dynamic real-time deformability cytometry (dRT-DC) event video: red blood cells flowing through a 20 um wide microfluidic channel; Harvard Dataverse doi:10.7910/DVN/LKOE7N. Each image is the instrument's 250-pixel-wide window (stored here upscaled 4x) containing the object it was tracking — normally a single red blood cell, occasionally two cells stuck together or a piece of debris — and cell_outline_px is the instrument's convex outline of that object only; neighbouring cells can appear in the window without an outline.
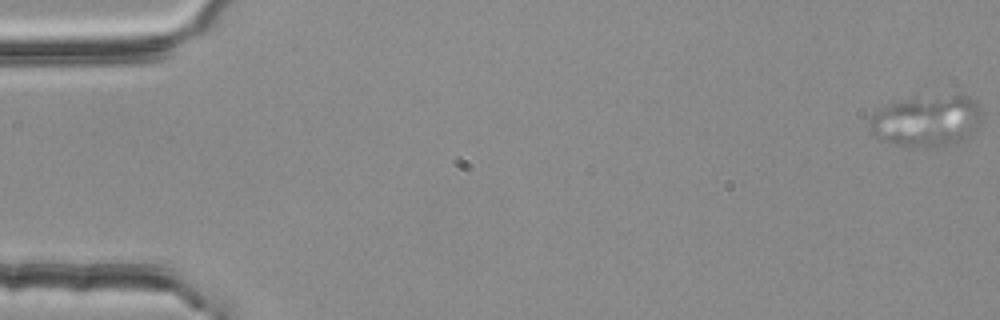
{"species": "common noctule bat (a hibernating species)", "species_latin": "Nyctalus noctula", "temperature_condition": "room temperature", "stored_images_in_passage": 4, "camera_frame_rate_fps": 3000, "um_per_image_px": 0.085, "animal": {"sex": "female", "body_mass_g": 25.1}, "frame": {"image": 1, "passage_image": 1, "time_ms": 0.0, "image_size_px": [1000, 320], "cell_outline_px": [[984, 112], [980, 124], [964, 140], [924, 148], [896, 144], [884, 140], [876, 136], [872, 132], [868, 124], [872, 116], [884, 104], [916, 96], [968, 96]], "centroid_in_image_um": [78.76, 10.25], "position_along_channel_um": 6.2, "area_um2": 33.47}}
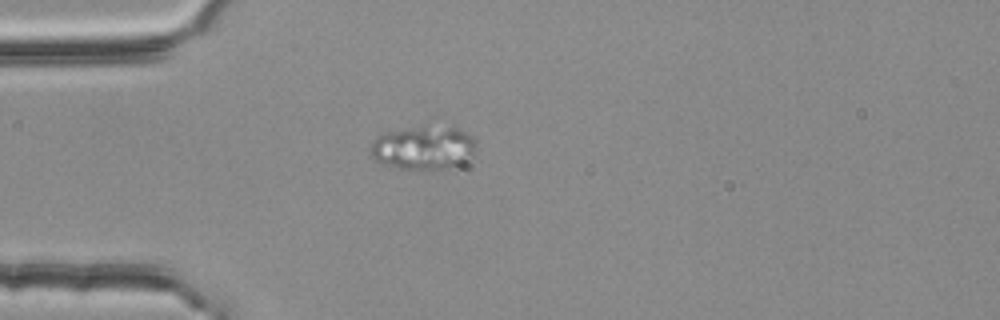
{"frame": {"image": 2, "passage_image": 4, "time_ms": 1.0, "image_size_px": [1000, 320], "cell_outline_px": [[476, 152], [468, 160], [452, 168], [440, 172], [400, 168], [384, 164], [376, 160], [372, 156], [368, 148], [384, 132], [436, 116], [468, 132], [476, 140]], "centroid_in_image_um": [36.1, 12.42], "position_along_channel_um": 48.9, "area_um2": 30.06}}